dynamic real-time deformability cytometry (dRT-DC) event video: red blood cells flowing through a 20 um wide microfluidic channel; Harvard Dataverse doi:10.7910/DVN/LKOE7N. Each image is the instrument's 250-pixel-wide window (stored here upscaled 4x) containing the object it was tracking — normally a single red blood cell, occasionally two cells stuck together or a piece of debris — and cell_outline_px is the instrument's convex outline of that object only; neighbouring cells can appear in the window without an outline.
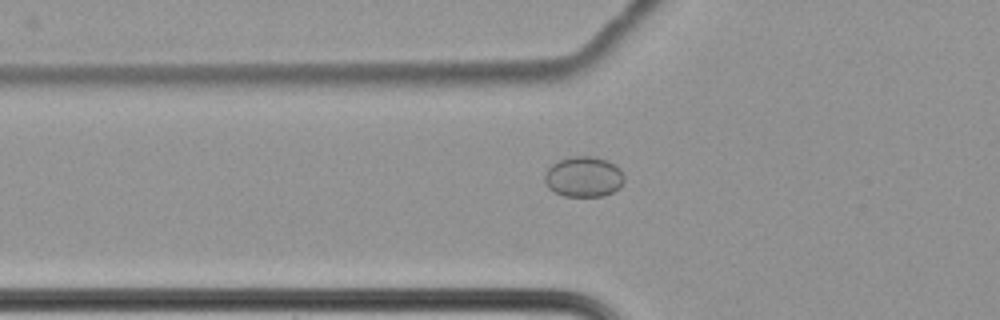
{"species": "common noctule bat (a hibernating species)", "species_latin": "Nyctalus noctula", "temperature_condition": "cold", "stored_images_in_passage": 41, "camera_frame_rate_fps": 3000, "um_per_image_px": 0.085, "animal": {"sex": "female", "body_mass_g": 22.7, "forearm_length_mm": 54.2}, "frame": {"image": 1, "passage_image": 2, "time_ms": 0.333, "image_size_px": [1000, 320], "cell_outline_px": [[624, 180], [620, 188], [604, 196], [564, 196], [548, 188], [544, 180], [544, 172], [552, 164], [560, 160], [576, 156], [592, 156], [604, 160], [620, 168], [624, 176]], "centroid_in_image_um": [49.6, 15.04], "position_along_channel_um": 76.2, "area_um2": 18.67}}
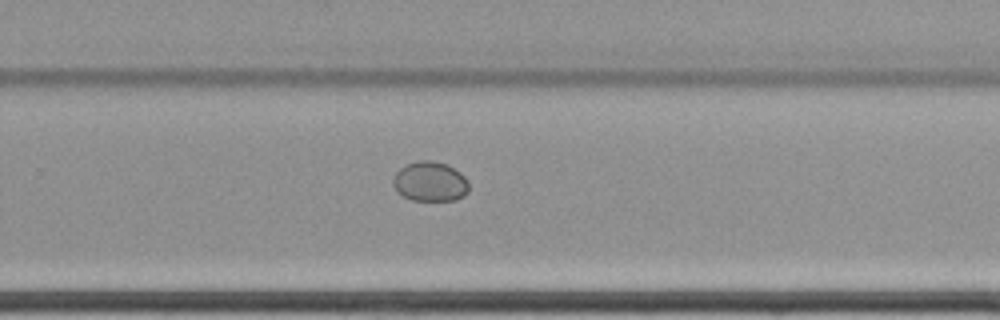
{"frame": {"image": 2, "passage_image": 21, "time_ms": 6.667, "image_size_px": [1000, 320], "cell_outline_px": [[468, 192], [464, 196], [456, 200], [412, 200], [396, 192], [392, 184], [392, 180], [396, 172], [404, 164], [420, 160], [432, 160], [448, 164], [460, 172], [468, 180]], "centroid_in_image_um": [36.55, 15.42], "position_along_channel_um": 293.3, "area_um2": 17.86}}
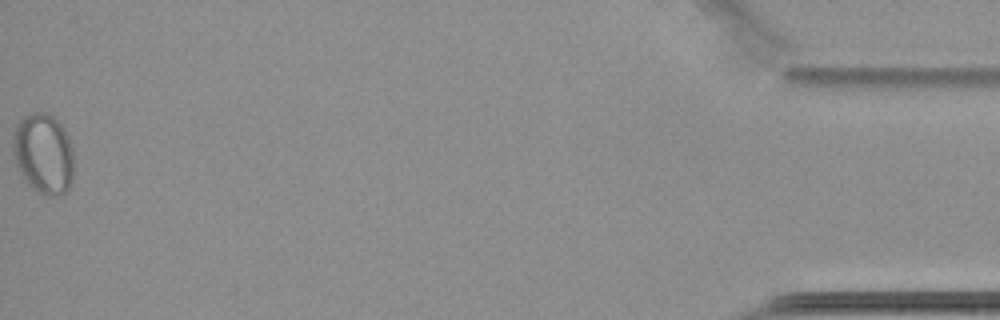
{"frame": {"image": 3, "passage_image": 41, "time_ms": 13.333, "image_size_px": [1000, 320], "cell_outline_px": [[72, 180], [68, 188], [60, 196], [48, 196], [32, 188], [28, 184], [20, 172], [16, 164], [12, 148], [12, 136], [16, 124], [24, 116], [32, 112], [48, 112], [64, 128], [68, 136], [72, 148]], "centroid_in_image_um": [3.67, 13.04], "position_along_channel_um": 431.5, "area_um2": 28.61}}